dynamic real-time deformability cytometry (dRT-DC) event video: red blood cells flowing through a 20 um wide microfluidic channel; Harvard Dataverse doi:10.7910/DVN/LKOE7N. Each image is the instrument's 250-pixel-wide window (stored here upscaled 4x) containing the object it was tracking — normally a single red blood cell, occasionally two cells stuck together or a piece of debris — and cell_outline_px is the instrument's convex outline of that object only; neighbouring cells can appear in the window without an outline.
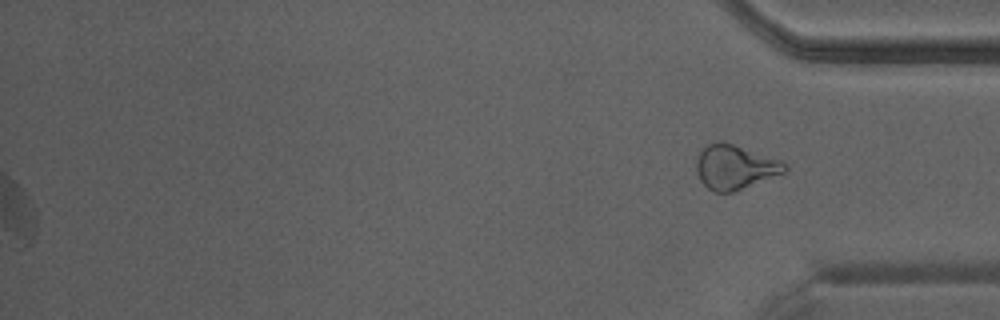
{"species": "Egyptian fruit bat (a non-hibernating species)", "species_latin": "Rousettus aegyptiacus", "temperature_condition": "warm", "stored_images_in_passage": 44, "segment_of_instrument_passage": [2, 2], "camera_frame_rate_fps": 3000, "um_per_image_px": 0.085, "animal": {"sex": "male"}, "frame": {"image": 1, "passage_image": 44, "time_ms": 14.333, "image_size_px": [1000, 320], "cell_outline_px": [[788, 168], [784, 172], [732, 192], [712, 192], [700, 180], [696, 172], [696, 160], [700, 152], [708, 144], [716, 140], [724, 140], [784, 160], [788, 164]], "centroid_in_image_um": [62.48, 14.16], "position_along_channel_um": 372.7, "area_um2": 23.18}}